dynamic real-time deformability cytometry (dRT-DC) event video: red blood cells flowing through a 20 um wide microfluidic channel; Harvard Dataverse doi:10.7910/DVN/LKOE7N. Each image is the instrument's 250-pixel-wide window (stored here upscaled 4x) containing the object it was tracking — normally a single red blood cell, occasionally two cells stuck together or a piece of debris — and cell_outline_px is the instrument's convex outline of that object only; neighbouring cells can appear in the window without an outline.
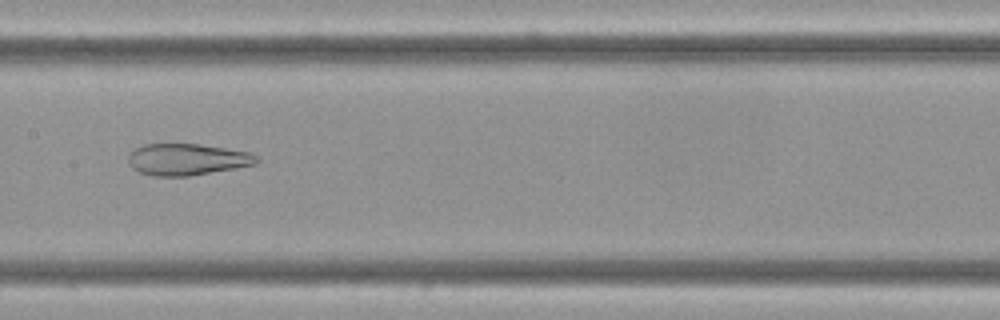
{"species": "Egyptian fruit bat (a non-hibernating species)", "species_latin": "Rousettus aegyptiacus", "temperature_condition": "cold", "stored_images_in_passage": 7, "camera_frame_rate_fps": 3000, "um_per_image_px": 0.085, "frame": {"image": 1, "passage_image": 4, "time_ms": 1.0, "image_size_px": [1000, 320], "cell_outline_px": [[260, 160], [256, 164], [236, 168], [188, 176], [156, 176], [140, 172], [132, 168], [128, 164], [128, 156], [136, 148], [144, 144], [200, 144], [248, 152], [260, 156]], "centroid_in_image_um": [15.92, 13.55], "position_along_channel_um": 191.5, "area_um2": 23.58}}
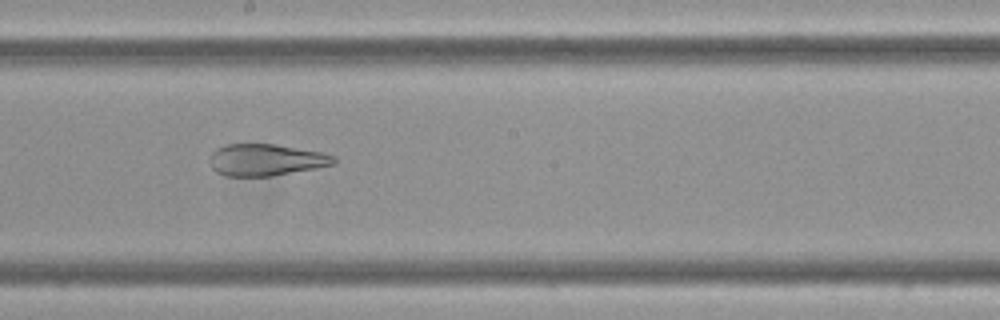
{"frame": {"image": 2, "passage_image": 5, "time_ms": 1.333, "image_size_px": [1000, 320], "cell_outline_px": [[336, 164], [316, 168], [268, 176], [224, 176], [216, 172], [212, 168], [208, 160], [212, 152], [216, 148], [228, 144], [276, 144], [324, 152], [336, 156]], "centroid_in_image_um": [22.61, 13.58], "position_along_channel_um": 225.6, "area_um2": 23.18}}